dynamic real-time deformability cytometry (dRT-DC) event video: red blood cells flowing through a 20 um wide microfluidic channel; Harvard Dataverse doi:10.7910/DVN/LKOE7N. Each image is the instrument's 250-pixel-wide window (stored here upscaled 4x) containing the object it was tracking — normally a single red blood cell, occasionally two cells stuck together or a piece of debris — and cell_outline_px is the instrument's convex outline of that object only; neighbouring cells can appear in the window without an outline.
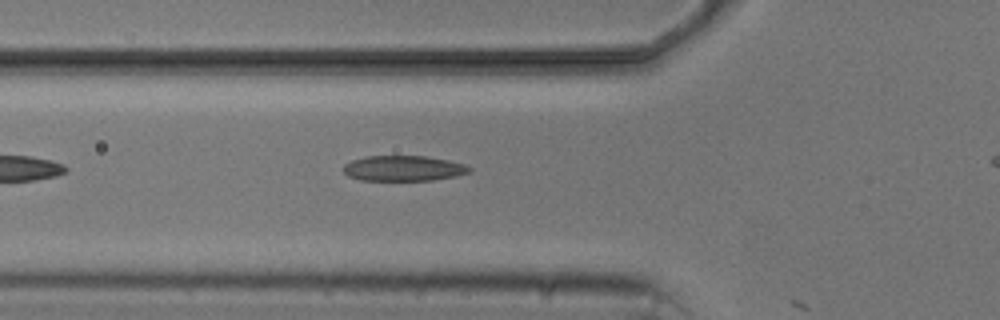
{"species": "common noctule bat (a hibernating species)", "species_latin": "Nyctalus noctula", "temperature_condition": "cold", "stored_images_in_passage": 6, "camera_frame_rate_fps": 3000, "um_per_image_px": 0.085, "animal": {"sex": "male", "body_mass_g": 20.5, "forearm_length_mm": 52.5}, "frame": {"image": 1, "passage_image": 6, "time_ms": 6.0, "image_size_px": [1000, 320], "cell_outline_px": [[472, 172], [456, 176], [432, 180], [360, 180], [348, 176], [344, 172], [344, 164], [352, 160], [364, 156], [424, 156], [448, 160], [464, 164], [472, 168]], "centroid_in_image_um": [34.3, 14.31], "position_along_channel_um": 91.5, "area_um2": 18.67}}